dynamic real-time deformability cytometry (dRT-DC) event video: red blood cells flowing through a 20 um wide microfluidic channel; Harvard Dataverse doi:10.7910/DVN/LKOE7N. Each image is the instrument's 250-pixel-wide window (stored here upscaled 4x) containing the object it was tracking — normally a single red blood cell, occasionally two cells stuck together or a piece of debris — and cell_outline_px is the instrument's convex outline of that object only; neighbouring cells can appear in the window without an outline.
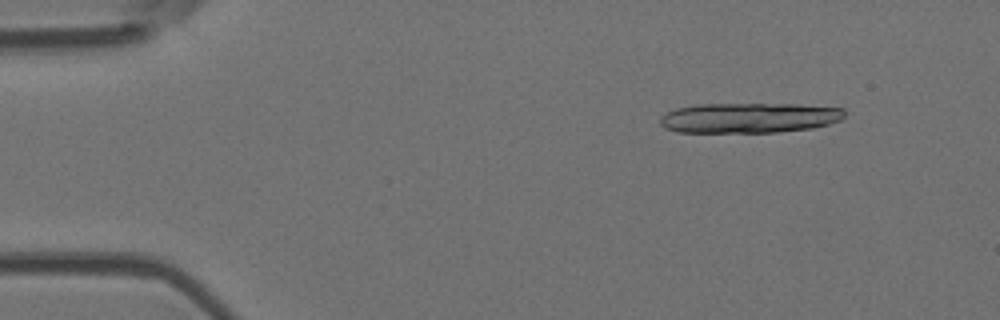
{"species": "Egyptian fruit bat (a non-hibernating species)", "species_latin": "Rousettus aegyptiacus", "temperature_condition": "room temperature", "stored_images_in_passage": 3, "camera_frame_rate_fps": 3000, "um_per_image_px": 0.085, "animal": {"sex": "female"}, "frame": {"image": 1, "passage_image": 1, "time_ms": 0.0, "image_size_px": [1000, 320], "cell_outline_px": [[844, 116], [840, 120], [828, 124], [812, 128], [776, 132], [676, 132], [664, 128], [660, 124], [660, 116], [676, 108], [696, 104], [796, 104], [844, 108]], "centroid_in_image_um": [63.65, 10.01], "position_along_channel_um": 21.4, "area_um2": 32.48}}